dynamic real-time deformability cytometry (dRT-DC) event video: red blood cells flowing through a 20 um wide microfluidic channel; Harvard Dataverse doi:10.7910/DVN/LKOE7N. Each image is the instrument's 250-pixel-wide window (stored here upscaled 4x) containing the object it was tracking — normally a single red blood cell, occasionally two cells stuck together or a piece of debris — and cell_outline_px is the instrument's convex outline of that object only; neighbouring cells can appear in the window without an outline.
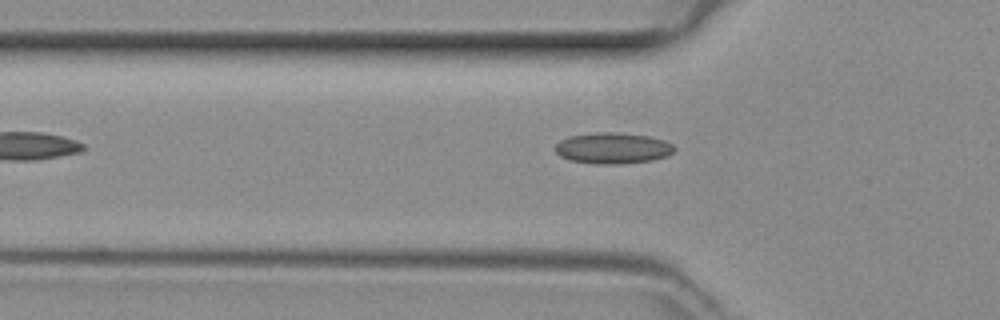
{"species": "common noctule bat (a hibernating species)", "species_latin": "Nyctalus noctula", "temperature_condition": "room temperature", "stored_images_in_passage": 32, "camera_frame_rate_fps": 3000, "um_per_image_px": 0.085, "animal": {"sex": "female", "body_mass_g": 29.2, "forearm_length_mm": 56.3}, "frame": {"image": 1, "passage_image": 2, "time_ms": 0.333, "image_size_px": [1000, 320], "cell_outline_px": [[676, 148], [672, 152], [664, 156], [652, 160], [612, 164], [596, 164], [568, 160], [560, 156], [556, 152], [556, 144], [560, 140], [568, 136], [600, 132], [616, 132], [648, 136], [664, 140], [672, 144]], "centroid_in_image_um": [52.05, 12.59], "position_along_channel_um": 73.8, "area_um2": 21.39}}
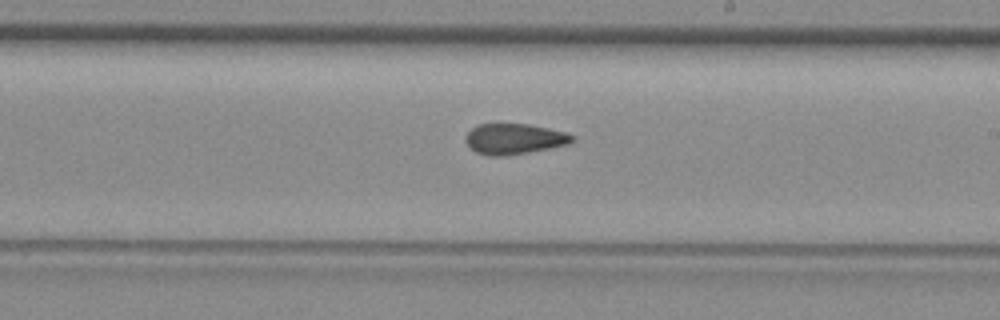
{"frame": {"image": 2, "passage_image": 14, "time_ms": 4.333, "image_size_px": [1000, 320], "cell_outline_px": [[576, 136], [568, 144], [528, 152], [504, 156], [488, 156], [476, 152], [468, 148], [464, 140], [464, 136], [476, 124], [528, 124], [568, 132]], "centroid_in_image_um": [43.66, 11.8], "position_along_channel_um": 245.3, "area_um2": 19.19}}
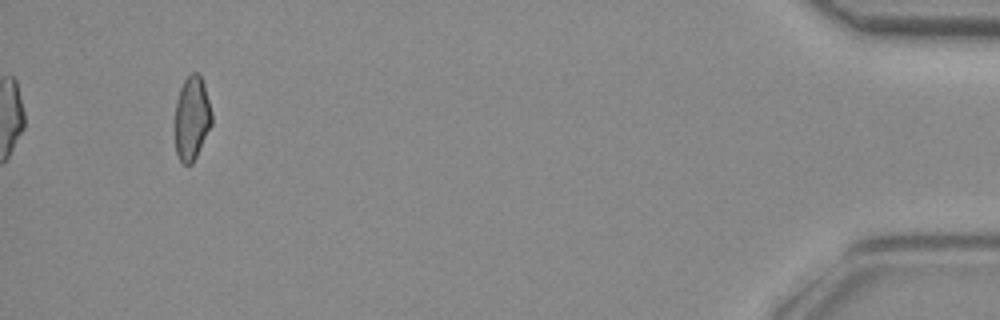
{"frame": {"image": 3, "passage_image": 32, "time_ms": 10.333, "image_size_px": [1000, 320], "cell_outline_px": [[212, 124], [192, 164], [184, 164], [180, 160], [176, 152], [176, 100], [180, 88], [184, 80], [192, 72], [196, 72], [200, 76], [204, 84], [212, 112]], "centroid_in_image_um": [16.32, 10.03], "position_along_channel_um": 418.9, "area_um2": 17.74}}